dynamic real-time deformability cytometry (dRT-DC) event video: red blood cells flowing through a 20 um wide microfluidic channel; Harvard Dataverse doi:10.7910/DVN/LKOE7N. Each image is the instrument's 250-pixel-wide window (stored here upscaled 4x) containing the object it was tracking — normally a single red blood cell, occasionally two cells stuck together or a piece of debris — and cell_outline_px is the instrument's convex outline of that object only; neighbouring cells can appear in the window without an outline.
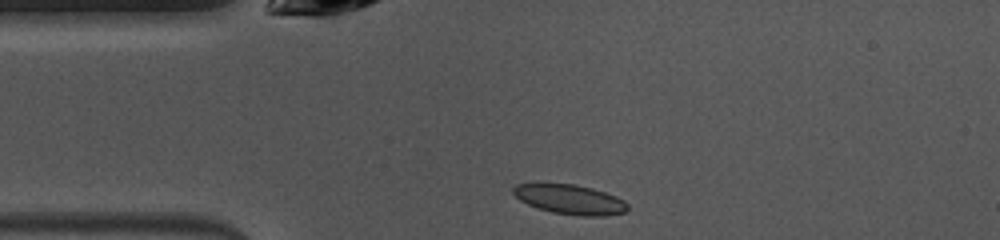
{"species": "common noctule bat (a hibernating species)", "species_latin": "Nyctalus noctula", "temperature_condition": "warm", "stored_images_in_passage": 39, "camera_frame_rate_fps": 3000, "um_per_image_px": 0.085, "animal": {"sex": "female", "body_mass_g": 10.0, "forearm_length_mm": 53.1}, "frame": {"image": 1, "passage_image": 1, "time_ms": 0.0, "image_size_px": [1000, 240], "cell_outline_px": [[628, 208], [624, 212], [604, 216], [580, 216], [552, 212], [536, 208], [520, 200], [512, 192], [512, 188], [516, 184], [532, 180], [536, 180], [572, 184], [592, 188], [616, 196], [624, 200], [628, 204]], "centroid_in_image_um": [48.34, 16.9], "position_along_channel_um": 36.7, "area_um2": 20.52}}
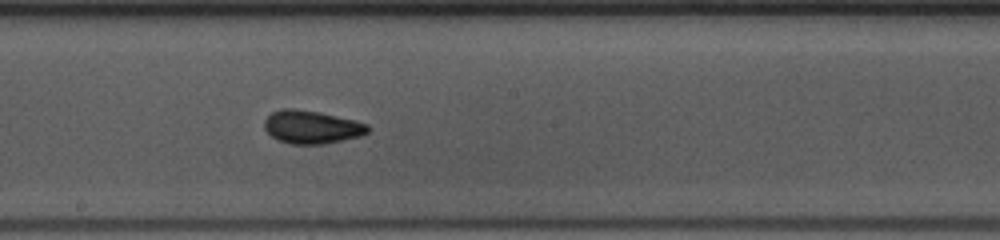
{"frame": {"image": 2, "passage_image": 16, "time_ms": 5.0, "image_size_px": [1000, 240], "cell_outline_px": [[368, 132], [360, 136], [324, 144], [292, 144], [280, 140], [272, 136], [264, 128], [264, 120], [272, 112], [284, 108], [292, 108], [320, 112], [356, 120], [368, 124]], "centroid_in_image_um": [26.5, 10.79], "position_along_channel_um": 221.7, "area_um2": 19.88}}
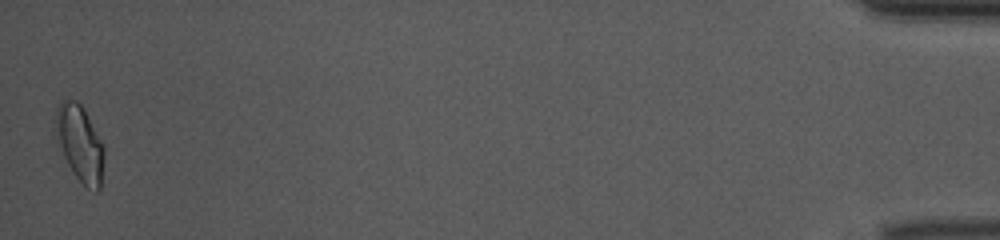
{"frame": {"image": 3, "passage_image": 39, "time_ms": 12.667, "image_size_px": [1000, 240], "cell_outline_px": [[104, 160], [100, 188], [96, 192], [88, 188], [72, 172], [52, 132], [56, 108], [60, 100], [76, 100], [84, 108], [104, 148]], "centroid_in_image_um": [6.74, 12.15], "position_along_channel_um": 428.5, "area_um2": 21.73}, "authors_computed_cell_mechanics": {"area_um2": 19.2474, "velocity_mm_per_s": 4.0499, "shape_relaxation_time_tau1_ms": 5.3124, "shape_relaxation_time_tau2_ms": 2.2737, "deformation_change_tau1": 0.1312, "deformation_change_tau2": 0.0543}}